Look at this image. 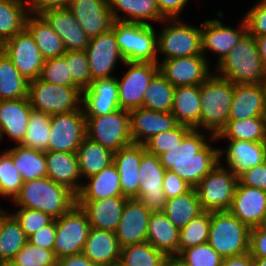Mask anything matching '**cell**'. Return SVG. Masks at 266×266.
I'll list each match as a JSON object with an SVG mask.
<instances>
[{
  "instance_id": "6da1fadb",
  "label": "cell",
  "mask_w": 266,
  "mask_h": 266,
  "mask_svg": "<svg viewBox=\"0 0 266 266\" xmlns=\"http://www.w3.org/2000/svg\"><path fill=\"white\" fill-rule=\"evenodd\" d=\"M205 134L208 132L192 129L178 147L159 156L166 170L177 174L193 188L219 163V147L214 148L209 143L216 137Z\"/></svg>"
},
{
  "instance_id": "7a4b0ae2",
  "label": "cell",
  "mask_w": 266,
  "mask_h": 266,
  "mask_svg": "<svg viewBox=\"0 0 266 266\" xmlns=\"http://www.w3.org/2000/svg\"><path fill=\"white\" fill-rule=\"evenodd\" d=\"M12 202L15 207L39 210L57 219L76 204V195L46 176L23 182Z\"/></svg>"
},
{
  "instance_id": "3957f363",
  "label": "cell",
  "mask_w": 266,
  "mask_h": 266,
  "mask_svg": "<svg viewBox=\"0 0 266 266\" xmlns=\"http://www.w3.org/2000/svg\"><path fill=\"white\" fill-rule=\"evenodd\" d=\"M215 68L216 75L233 84H259L266 78V70L255 37L248 33L219 64L215 65Z\"/></svg>"
},
{
  "instance_id": "277c9868",
  "label": "cell",
  "mask_w": 266,
  "mask_h": 266,
  "mask_svg": "<svg viewBox=\"0 0 266 266\" xmlns=\"http://www.w3.org/2000/svg\"><path fill=\"white\" fill-rule=\"evenodd\" d=\"M233 94L234 84L215 72L200 85L199 130L204 129L214 137L219 134L228 122Z\"/></svg>"
},
{
  "instance_id": "5b68a950",
  "label": "cell",
  "mask_w": 266,
  "mask_h": 266,
  "mask_svg": "<svg viewBox=\"0 0 266 266\" xmlns=\"http://www.w3.org/2000/svg\"><path fill=\"white\" fill-rule=\"evenodd\" d=\"M222 258L249 253L250 228L230 211L211 212L207 242Z\"/></svg>"
},
{
  "instance_id": "8992f818",
  "label": "cell",
  "mask_w": 266,
  "mask_h": 266,
  "mask_svg": "<svg viewBox=\"0 0 266 266\" xmlns=\"http://www.w3.org/2000/svg\"><path fill=\"white\" fill-rule=\"evenodd\" d=\"M154 25L114 21L117 45L128 62L159 63L157 34Z\"/></svg>"
},
{
  "instance_id": "52a82bcc",
  "label": "cell",
  "mask_w": 266,
  "mask_h": 266,
  "mask_svg": "<svg viewBox=\"0 0 266 266\" xmlns=\"http://www.w3.org/2000/svg\"><path fill=\"white\" fill-rule=\"evenodd\" d=\"M28 99L33 110L49 115L69 113L82 107L78 86H60L37 78L29 81Z\"/></svg>"
},
{
  "instance_id": "ba28073f",
  "label": "cell",
  "mask_w": 266,
  "mask_h": 266,
  "mask_svg": "<svg viewBox=\"0 0 266 266\" xmlns=\"http://www.w3.org/2000/svg\"><path fill=\"white\" fill-rule=\"evenodd\" d=\"M222 160L195 187L203 211H229L231 207L238 177Z\"/></svg>"
},
{
  "instance_id": "9c48e42d",
  "label": "cell",
  "mask_w": 266,
  "mask_h": 266,
  "mask_svg": "<svg viewBox=\"0 0 266 266\" xmlns=\"http://www.w3.org/2000/svg\"><path fill=\"white\" fill-rule=\"evenodd\" d=\"M166 26L157 35L158 54L161 60L202 55L201 25H188L180 18L165 19Z\"/></svg>"
},
{
  "instance_id": "30bf717a",
  "label": "cell",
  "mask_w": 266,
  "mask_h": 266,
  "mask_svg": "<svg viewBox=\"0 0 266 266\" xmlns=\"http://www.w3.org/2000/svg\"><path fill=\"white\" fill-rule=\"evenodd\" d=\"M86 117V137L98 142L111 152L132 144L129 111L121 108L100 116Z\"/></svg>"
},
{
  "instance_id": "8fae6325",
  "label": "cell",
  "mask_w": 266,
  "mask_h": 266,
  "mask_svg": "<svg viewBox=\"0 0 266 266\" xmlns=\"http://www.w3.org/2000/svg\"><path fill=\"white\" fill-rule=\"evenodd\" d=\"M56 222V240L53 251L57 259L80 254L83 251L90 230L86 213L75 204Z\"/></svg>"
},
{
  "instance_id": "7c38bea8",
  "label": "cell",
  "mask_w": 266,
  "mask_h": 266,
  "mask_svg": "<svg viewBox=\"0 0 266 266\" xmlns=\"http://www.w3.org/2000/svg\"><path fill=\"white\" fill-rule=\"evenodd\" d=\"M124 75L117 77L119 107L131 111L142 108L145 91L153 77L159 72L158 63L154 62H128Z\"/></svg>"
},
{
  "instance_id": "4fadbf2b",
  "label": "cell",
  "mask_w": 266,
  "mask_h": 266,
  "mask_svg": "<svg viewBox=\"0 0 266 266\" xmlns=\"http://www.w3.org/2000/svg\"><path fill=\"white\" fill-rule=\"evenodd\" d=\"M86 117L81 107L69 113L51 115L47 151L76 153L86 136Z\"/></svg>"
},
{
  "instance_id": "5bb4252c",
  "label": "cell",
  "mask_w": 266,
  "mask_h": 266,
  "mask_svg": "<svg viewBox=\"0 0 266 266\" xmlns=\"http://www.w3.org/2000/svg\"><path fill=\"white\" fill-rule=\"evenodd\" d=\"M166 169L160 157L145 151L139 165V195L137 199L151 213L163 212L166 196L162 188Z\"/></svg>"
},
{
  "instance_id": "9a60e30c",
  "label": "cell",
  "mask_w": 266,
  "mask_h": 266,
  "mask_svg": "<svg viewBox=\"0 0 266 266\" xmlns=\"http://www.w3.org/2000/svg\"><path fill=\"white\" fill-rule=\"evenodd\" d=\"M2 51L28 81L40 77L45 59L36 45L33 35L26 27L6 40L2 44Z\"/></svg>"
},
{
  "instance_id": "2e32d148",
  "label": "cell",
  "mask_w": 266,
  "mask_h": 266,
  "mask_svg": "<svg viewBox=\"0 0 266 266\" xmlns=\"http://www.w3.org/2000/svg\"><path fill=\"white\" fill-rule=\"evenodd\" d=\"M208 56L194 55L160 60L159 72L174 86L201 85L212 74Z\"/></svg>"
},
{
  "instance_id": "e0dca14e",
  "label": "cell",
  "mask_w": 266,
  "mask_h": 266,
  "mask_svg": "<svg viewBox=\"0 0 266 266\" xmlns=\"http://www.w3.org/2000/svg\"><path fill=\"white\" fill-rule=\"evenodd\" d=\"M85 51L89 61L92 81L113 77L114 75L111 73L114 71L118 61L125 63L112 28L97 37L91 38Z\"/></svg>"
},
{
  "instance_id": "ac0fdd59",
  "label": "cell",
  "mask_w": 266,
  "mask_h": 266,
  "mask_svg": "<svg viewBox=\"0 0 266 266\" xmlns=\"http://www.w3.org/2000/svg\"><path fill=\"white\" fill-rule=\"evenodd\" d=\"M239 24V28L234 29L219 19L203 22L201 24L202 55L206 57L207 51L213 52L214 55H218L216 65L219 64L247 33L244 19Z\"/></svg>"
},
{
  "instance_id": "d6986e66",
  "label": "cell",
  "mask_w": 266,
  "mask_h": 266,
  "mask_svg": "<svg viewBox=\"0 0 266 266\" xmlns=\"http://www.w3.org/2000/svg\"><path fill=\"white\" fill-rule=\"evenodd\" d=\"M67 7L90 39L113 26L108 0H70Z\"/></svg>"
},
{
  "instance_id": "ffe728a7",
  "label": "cell",
  "mask_w": 266,
  "mask_h": 266,
  "mask_svg": "<svg viewBox=\"0 0 266 266\" xmlns=\"http://www.w3.org/2000/svg\"><path fill=\"white\" fill-rule=\"evenodd\" d=\"M151 212L138 199H127L115 235L121 248L147 242Z\"/></svg>"
},
{
  "instance_id": "44dd1931",
  "label": "cell",
  "mask_w": 266,
  "mask_h": 266,
  "mask_svg": "<svg viewBox=\"0 0 266 266\" xmlns=\"http://www.w3.org/2000/svg\"><path fill=\"white\" fill-rule=\"evenodd\" d=\"M82 108L85 116H100L119 109L117 77L93 80L82 91Z\"/></svg>"
},
{
  "instance_id": "7402d4cb",
  "label": "cell",
  "mask_w": 266,
  "mask_h": 266,
  "mask_svg": "<svg viewBox=\"0 0 266 266\" xmlns=\"http://www.w3.org/2000/svg\"><path fill=\"white\" fill-rule=\"evenodd\" d=\"M130 114L132 142L144 144L161 132L174 129L178 122L171 112L152 111L144 108L133 109Z\"/></svg>"
},
{
  "instance_id": "603a6c76",
  "label": "cell",
  "mask_w": 266,
  "mask_h": 266,
  "mask_svg": "<svg viewBox=\"0 0 266 266\" xmlns=\"http://www.w3.org/2000/svg\"><path fill=\"white\" fill-rule=\"evenodd\" d=\"M229 211L249 228L258 227L266 213V191L238 181Z\"/></svg>"
},
{
  "instance_id": "cb8c5ba5",
  "label": "cell",
  "mask_w": 266,
  "mask_h": 266,
  "mask_svg": "<svg viewBox=\"0 0 266 266\" xmlns=\"http://www.w3.org/2000/svg\"><path fill=\"white\" fill-rule=\"evenodd\" d=\"M40 16L62 39L66 51L86 50L90 38L68 7L48 10Z\"/></svg>"
},
{
  "instance_id": "d4e9b609",
  "label": "cell",
  "mask_w": 266,
  "mask_h": 266,
  "mask_svg": "<svg viewBox=\"0 0 266 266\" xmlns=\"http://www.w3.org/2000/svg\"><path fill=\"white\" fill-rule=\"evenodd\" d=\"M128 198L114 196L101 200H76L86 213L90 227L115 232Z\"/></svg>"
},
{
  "instance_id": "484cf974",
  "label": "cell",
  "mask_w": 266,
  "mask_h": 266,
  "mask_svg": "<svg viewBox=\"0 0 266 266\" xmlns=\"http://www.w3.org/2000/svg\"><path fill=\"white\" fill-rule=\"evenodd\" d=\"M31 111L28 97L0 100V141L7 136L17 144H21Z\"/></svg>"
},
{
  "instance_id": "4316f807",
  "label": "cell",
  "mask_w": 266,
  "mask_h": 266,
  "mask_svg": "<svg viewBox=\"0 0 266 266\" xmlns=\"http://www.w3.org/2000/svg\"><path fill=\"white\" fill-rule=\"evenodd\" d=\"M146 151L143 144L132 143L113 153V162L116 164L122 195L128 199H137L139 195V165L142 154Z\"/></svg>"
},
{
  "instance_id": "83f0119b",
  "label": "cell",
  "mask_w": 266,
  "mask_h": 266,
  "mask_svg": "<svg viewBox=\"0 0 266 266\" xmlns=\"http://www.w3.org/2000/svg\"><path fill=\"white\" fill-rule=\"evenodd\" d=\"M266 117L263 83L234 84V94L228 120Z\"/></svg>"
},
{
  "instance_id": "f1b7e54d",
  "label": "cell",
  "mask_w": 266,
  "mask_h": 266,
  "mask_svg": "<svg viewBox=\"0 0 266 266\" xmlns=\"http://www.w3.org/2000/svg\"><path fill=\"white\" fill-rule=\"evenodd\" d=\"M229 140L226 149L219 148V158L225 154V164L237 177L244 171L266 161L264 142Z\"/></svg>"
},
{
  "instance_id": "f546056e",
  "label": "cell",
  "mask_w": 266,
  "mask_h": 266,
  "mask_svg": "<svg viewBox=\"0 0 266 266\" xmlns=\"http://www.w3.org/2000/svg\"><path fill=\"white\" fill-rule=\"evenodd\" d=\"M47 177L77 195L83 185L76 153L47 151ZM82 182V184L80 183Z\"/></svg>"
},
{
  "instance_id": "4dcf8cb0",
  "label": "cell",
  "mask_w": 266,
  "mask_h": 266,
  "mask_svg": "<svg viewBox=\"0 0 266 266\" xmlns=\"http://www.w3.org/2000/svg\"><path fill=\"white\" fill-rule=\"evenodd\" d=\"M121 247L115 232L91 227L82 254L98 266L119 263Z\"/></svg>"
},
{
  "instance_id": "1f68e13d",
  "label": "cell",
  "mask_w": 266,
  "mask_h": 266,
  "mask_svg": "<svg viewBox=\"0 0 266 266\" xmlns=\"http://www.w3.org/2000/svg\"><path fill=\"white\" fill-rule=\"evenodd\" d=\"M108 3L114 21L152 25L151 21L163 23L166 19L156 0H108Z\"/></svg>"
},
{
  "instance_id": "d6a6232c",
  "label": "cell",
  "mask_w": 266,
  "mask_h": 266,
  "mask_svg": "<svg viewBox=\"0 0 266 266\" xmlns=\"http://www.w3.org/2000/svg\"><path fill=\"white\" fill-rule=\"evenodd\" d=\"M171 114L178 124L199 130L201 116L200 85L175 87Z\"/></svg>"
},
{
  "instance_id": "836d02e7",
  "label": "cell",
  "mask_w": 266,
  "mask_h": 266,
  "mask_svg": "<svg viewBox=\"0 0 266 266\" xmlns=\"http://www.w3.org/2000/svg\"><path fill=\"white\" fill-rule=\"evenodd\" d=\"M179 238L180 229L163 212L151 213L147 242L169 258L179 254Z\"/></svg>"
},
{
  "instance_id": "e575fe53",
  "label": "cell",
  "mask_w": 266,
  "mask_h": 266,
  "mask_svg": "<svg viewBox=\"0 0 266 266\" xmlns=\"http://www.w3.org/2000/svg\"><path fill=\"white\" fill-rule=\"evenodd\" d=\"M85 180L88 183L82 185L80 192L76 195V200H101L123 196L119 172L114 162Z\"/></svg>"
},
{
  "instance_id": "d590c367",
  "label": "cell",
  "mask_w": 266,
  "mask_h": 266,
  "mask_svg": "<svg viewBox=\"0 0 266 266\" xmlns=\"http://www.w3.org/2000/svg\"><path fill=\"white\" fill-rule=\"evenodd\" d=\"M76 154L83 180L98 174L113 162V152L86 136Z\"/></svg>"
},
{
  "instance_id": "8d00e7d4",
  "label": "cell",
  "mask_w": 266,
  "mask_h": 266,
  "mask_svg": "<svg viewBox=\"0 0 266 266\" xmlns=\"http://www.w3.org/2000/svg\"><path fill=\"white\" fill-rule=\"evenodd\" d=\"M26 28L33 35L36 45L45 60L57 58L66 53L62 39L40 15L29 14Z\"/></svg>"
},
{
  "instance_id": "74e56055",
  "label": "cell",
  "mask_w": 266,
  "mask_h": 266,
  "mask_svg": "<svg viewBox=\"0 0 266 266\" xmlns=\"http://www.w3.org/2000/svg\"><path fill=\"white\" fill-rule=\"evenodd\" d=\"M6 151L11 155L23 182L47 176L45 152L27 148L21 144L10 147Z\"/></svg>"
},
{
  "instance_id": "f35d334b",
  "label": "cell",
  "mask_w": 266,
  "mask_h": 266,
  "mask_svg": "<svg viewBox=\"0 0 266 266\" xmlns=\"http://www.w3.org/2000/svg\"><path fill=\"white\" fill-rule=\"evenodd\" d=\"M202 212L203 209L195 188L182 195L166 200L163 211L172 224L179 229L186 226Z\"/></svg>"
},
{
  "instance_id": "ab89813d",
  "label": "cell",
  "mask_w": 266,
  "mask_h": 266,
  "mask_svg": "<svg viewBox=\"0 0 266 266\" xmlns=\"http://www.w3.org/2000/svg\"><path fill=\"white\" fill-rule=\"evenodd\" d=\"M1 207L0 260L14 259L28 238L16 218Z\"/></svg>"
},
{
  "instance_id": "60d3db41",
  "label": "cell",
  "mask_w": 266,
  "mask_h": 266,
  "mask_svg": "<svg viewBox=\"0 0 266 266\" xmlns=\"http://www.w3.org/2000/svg\"><path fill=\"white\" fill-rule=\"evenodd\" d=\"M27 0H0V42L3 44L26 27Z\"/></svg>"
},
{
  "instance_id": "b9f144b4",
  "label": "cell",
  "mask_w": 266,
  "mask_h": 266,
  "mask_svg": "<svg viewBox=\"0 0 266 266\" xmlns=\"http://www.w3.org/2000/svg\"><path fill=\"white\" fill-rule=\"evenodd\" d=\"M29 81L13 65L8 56L0 52V100L28 97Z\"/></svg>"
},
{
  "instance_id": "7bdbcfd3",
  "label": "cell",
  "mask_w": 266,
  "mask_h": 266,
  "mask_svg": "<svg viewBox=\"0 0 266 266\" xmlns=\"http://www.w3.org/2000/svg\"><path fill=\"white\" fill-rule=\"evenodd\" d=\"M265 137L266 117H254L242 120H228L225 127L216 136V141L222 138L264 142Z\"/></svg>"
},
{
  "instance_id": "ee69618b",
  "label": "cell",
  "mask_w": 266,
  "mask_h": 266,
  "mask_svg": "<svg viewBox=\"0 0 266 266\" xmlns=\"http://www.w3.org/2000/svg\"><path fill=\"white\" fill-rule=\"evenodd\" d=\"M175 87L158 72L145 91L142 108L152 111L171 112Z\"/></svg>"
},
{
  "instance_id": "f6af8a7d",
  "label": "cell",
  "mask_w": 266,
  "mask_h": 266,
  "mask_svg": "<svg viewBox=\"0 0 266 266\" xmlns=\"http://www.w3.org/2000/svg\"><path fill=\"white\" fill-rule=\"evenodd\" d=\"M168 257L149 242L121 248L120 266H162Z\"/></svg>"
},
{
  "instance_id": "bcb514c9",
  "label": "cell",
  "mask_w": 266,
  "mask_h": 266,
  "mask_svg": "<svg viewBox=\"0 0 266 266\" xmlns=\"http://www.w3.org/2000/svg\"><path fill=\"white\" fill-rule=\"evenodd\" d=\"M51 115L33 110L27 124L22 146L47 152L50 134Z\"/></svg>"
},
{
  "instance_id": "7dc6e473",
  "label": "cell",
  "mask_w": 266,
  "mask_h": 266,
  "mask_svg": "<svg viewBox=\"0 0 266 266\" xmlns=\"http://www.w3.org/2000/svg\"><path fill=\"white\" fill-rule=\"evenodd\" d=\"M211 212L203 211L180 228L179 253L189 247L208 242Z\"/></svg>"
},
{
  "instance_id": "c3c4849f",
  "label": "cell",
  "mask_w": 266,
  "mask_h": 266,
  "mask_svg": "<svg viewBox=\"0 0 266 266\" xmlns=\"http://www.w3.org/2000/svg\"><path fill=\"white\" fill-rule=\"evenodd\" d=\"M23 180L16 169L11 155L6 151L0 154V196L12 201L19 194Z\"/></svg>"
},
{
  "instance_id": "681fc988",
  "label": "cell",
  "mask_w": 266,
  "mask_h": 266,
  "mask_svg": "<svg viewBox=\"0 0 266 266\" xmlns=\"http://www.w3.org/2000/svg\"><path fill=\"white\" fill-rule=\"evenodd\" d=\"M192 128L178 124L174 129L154 135L143 145L147 152L160 156L180 145Z\"/></svg>"
},
{
  "instance_id": "f907efd6",
  "label": "cell",
  "mask_w": 266,
  "mask_h": 266,
  "mask_svg": "<svg viewBox=\"0 0 266 266\" xmlns=\"http://www.w3.org/2000/svg\"><path fill=\"white\" fill-rule=\"evenodd\" d=\"M176 257L187 266H221L223 261L208 243L182 250Z\"/></svg>"
},
{
  "instance_id": "816d5d0a",
  "label": "cell",
  "mask_w": 266,
  "mask_h": 266,
  "mask_svg": "<svg viewBox=\"0 0 266 266\" xmlns=\"http://www.w3.org/2000/svg\"><path fill=\"white\" fill-rule=\"evenodd\" d=\"M66 58L73 82L83 91L92 83L89 61L85 50L66 51Z\"/></svg>"
},
{
  "instance_id": "f5cc1de1",
  "label": "cell",
  "mask_w": 266,
  "mask_h": 266,
  "mask_svg": "<svg viewBox=\"0 0 266 266\" xmlns=\"http://www.w3.org/2000/svg\"><path fill=\"white\" fill-rule=\"evenodd\" d=\"M41 80L60 86H77L72 79L64 56L45 60L39 77Z\"/></svg>"
},
{
  "instance_id": "db71d44e",
  "label": "cell",
  "mask_w": 266,
  "mask_h": 266,
  "mask_svg": "<svg viewBox=\"0 0 266 266\" xmlns=\"http://www.w3.org/2000/svg\"><path fill=\"white\" fill-rule=\"evenodd\" d=\"M18 208L16 207V213L14 212L12 215L19 222L27 238L54 220L50 215L42 211L23 207Z\"/></svg>"
},
{
  "instance_id": "11a10c76",
  "label": "cell",
  "mask_w": 266,
  "mask_h": 266,
  "mask_svg": "<svg viewBox=\"0 0 266 266\" xmlns=\"http://www.w3.org/2000/svg\"><path fill=\"white\" fill-rule=\"evenodd\" d=\"M14 260L20 266H48L54 263L57 258L53 250L42 249L27 242Z\"/></svg>"
},
{
  "instance_id": "9f6ffc18",
  "label": "cell",
  "mask_w": 266,
  "mask_h": 266,
  "mask_svg": "<svg viewBox=\"0 0 266 266\" xmlns=\"http://www.w3.org/2000/svg\"><path fill=\"white\" fill-rule=\"evenodd\" d=\"M243 19L248 34L255 38L266 35V3L263 0L254 4Z\"/></svg>"
},
{
  "instance_id": "6f0895ef",
  "label": "cell",
  "mask_w": 266,
  "mask_h": 266,
  "mask_svg": "<svg viewBox=\"0 0 266 266\" xmlns=\"http://www.w3.org/2000/svg\"><path fill=\"white\" fill-rule=\"evenodd\" d=\"M238 181L244 186L266 191V161L241 173Z\"/></svg>"
},
{
  "instance_id": "680465c9",
  "label": "cell",
  "mask_w": 266,
  "mask_h": 266,
  "mask_svg": "<svg viewBox=\"0 0 266 266\" xmlns=\"http://www.w3.org/2000/svg\"><path fill=\"white\" fill-rule=\"evenodd\" d=\"M162 188L168 200L190 191L193 187L181 179L177 174L166 170Z\"/></svg>"
},
{
  "instance_id": "91938a15",
  "label": "cell",
  "mask_w": 266,
  "mask_h": 266,
  "mask_svg": "<svg viewBox=\"0 0 266 266\" xmlns=\"http://www.w3.org/2000/svg\"><path fill=\"white\" fill-rule=\"evenodd\" d=\"M56 240V222L55 219L38 232L28 237V242L42 249L53 250Z\"/></svg>"
},
{
  "instance_id": "94428289",
  "label": "cell",
  "mask_w": 266,
  "mask_h": 266,
  "mask_svg": "<svg viewBox=\"0 0 266 266\" xmlns=\"http://www.w3.org/2000/svg\"><path fill=\"white\" fill-rule=\"evenodd\" d=\"M249 253L252 258H266V230L250 228Z\"/></svg>"
},
{
  "instance_id": "6125c7cd",
  "label": "cell",
  "mask_w": 266,
  "mask_h": 266,
  "mask_svg": "<svg viewBox=\"0 0 266 266\" xmlns=\"http://www.w3.org/2000/svg\"><path fill=\"white\" fill-rule=\"evenodd\" d=\"M70 0H27L29 14L41 15L45 11L66 8Z\"/></svg>"
},
{
  "instance_id": "be15d7a7",
  "label": "cell",
  "mask_w": 266,
  "mask_h": 266,
  "mask_svg": "<svg viewBox=\"0 0 266 266\" xmlns=\"http://www.w3.org/2000/svg\"><path fill=\"white\" fill-rule=\"evenodd\" d=\"M190 0H156L160 13L166 19L180 18L181 12Z\"/></svg>"
},
{
  "instance_id": "e7e4bbea",
  "label": "cell",
  "mask_w": 266,
  "mask_h": 266,
  "mask_svg": "<svg viewBox=\"0 0 266 266\" xmlns=\"http://www.w3.org/2000/svg\"><path fill=\"white\" fill-rule=\"evenodd\" d=\"M63 266H98L89 261L82 253L58 259Z\"/></svg>"
},
{
  "instance_id": "03108f58",
  "label": "cell",
  "mask_w": 266,
  "mask_h": 266,
  "mask_svg": "<svg viewBox=\"0 0 266 266\" xmlns=\"http://www.w3.org/2000/svg\"><path fill=\"white\" fill-rule=\"evenodd\" d=\"M221 266H253V258L250 253L223 258Z\"/></svg>"
},
{
  "instance_id": "003e7915",
  "label": "cell",
  "mask_w": 266,
  "mask_h": 266,
  "mask_svg": "<svg viewBox=\"0 0 266 266\" xmlns=\"http://www.w3.org/2000/svg\"><path fill=\"white\" fill-rule=\"evenodd\" d=\"M255 40L257 43L258 52L260 54L264 68L266 70V35H261L259 37H256Z\"/></svg>"
},
{
  "instance_id": "a7ac6f4b",
  "label": "cell",
  "mask_w": 266,
  "mask_h": 266,
  "mask_svg": "<svg viewBox=\"0 0 266 266\" xmlns=\"http://www.w3.org/2000/svg\"><path fill=\"white\" fill-rule=\"evenodd\" d=\"M253 266H266V258H253Z\"/></svg>"
},
{
  "instance_id": "89a4df30",
  "label": "cell",
  "mask_w": 266,
  "mask_h": 266,
  "mask_svg": "<svg viewBox=\"0 0 266 266\" xmlns=\"http://www.w3.org/2000/svg\"><path fill=\"white\" fill-rule=\"evenodd\" d=\"M0 266H20L14 259L1 260Z\"/></svg>"
},
{
  "instance_id": "2644e50d",
  "label": "cell",
  "mask_w": 266,
  "mask_h": 266,
  "mask_svg": "<svg viewBox=\"0 0 266 266\" xmlns=\"http://www.w3.org/2000/svg\"><path fill=\"white\" fill-rule=\"evenodd\" d=\"M162 266H175V257H169Z\"/></svg>"
},
{
  "instance_id": "8c879c8a",
  "label": "cell",
  "mask_w": 266,
  "mask_h": 266,
  "mask_svg": "<svg viewBox=\"0 0 266 266\" xmlns=\"http://www.w3.org/2000/svg\"><path fill=\"white\" fill-rule=\"evenodd\" d=\"M259 227H260L261 229L266 230V213H265V215H264V217H263V220H262V222L260 223Z\"/></svg>"
},
{
  "instance_id": "753ad0ef",
  "label": "cell",
  "mask_w": 266,
  "mask_h": 266,
  "mask_svg": "<svg viewBox=\"0 0 266 266\" xmlns=\"http://www.w3.org/2000/svg\"><path fill=\"white\" fill-rule=\"evenodd\" d=\"M175 266H187V265L181 262L177 257H175Z\"/></svg>"
},
{
  "instance_id": "34e18365",
  "label": "cell",
  "mask_w": 266,
  "mask_h": 266,
  "mask_svg": "<svg viewBox=\"0 0 266 266\" xmlns=\"http://www.w3.org/2000/svg\"><path fill=\"white\" fill-rule=\"evenodd\" d=\"M48 266H63L62 263L57 259L54 263L48 265Z\"/></svg>"
},
{
  "instance_id": "11e5206c",
  "label": "cell",
  "mask_w": 266,
  "mask_h": 266,
  "mask_svg": "<svg viewBox=\"0 0 266 266\" xmlns=\"http://www.w3.org/2000/svg\"><path fill=\"white\" fill-rule=\"evenodd\" d=\"M263 85H264V88H265V98H266V78H265V80L263 82Z\"/></svg>"
},
{
  "instance_id": "2a66077c",
  "label": "cell",
  "mask_w": 266,
  "mask_h": 266,
  "mask_svg": "<svg viewBox=\"0 0 266 266\" xmlns=\"http://www.w3.org/2000/svg\"><path fill=\"white\" fill-rule=\"evenodd\" d=\"M105 266H120L119 263L112 264V265H105Z\"/></svg>"
},
{
  "instance_id": "b9fcfbb0",
  "label": "cell",
  "mask_w": 266,
  "mask_h": 266,
  "mask_svg": "<svg viewBox=\"0 0 266 266\" xmlns=\"http://www.w3.org/2000/svg\"><path fill=\"white\" fill-rule=\"evenodd\" d=\"M264 145H265V150H266V137L264 139Z\"/></svg>"
},
{
  "instance_id": "09005b40",
  "label": "cell",
  "mask_w": 266,
  "mask_h": 266,
  "mask_svg": "<svg viewBox=\"0 0 266 266\" xmlns=\"http://www.w3.org/2000/svg\"><path fill=\"white\" fill-rule=\"evenodd\" d=\"M0 226H1V207H0Z\"/></svg>"
},
{
  "instance_id": "979ff035",
  "label": "cell",
  "mask_w": 266,
  "mask_h": 266,
  "mask_svg": "<svg viewBox=\"0 0 266 266\" xmlns=\"http://www.w3.org/2000/svg\"><path fill=\"white\" fill-rule=\"evenodd\" d=\"M2 51V43L0 42V52Z\"/></svg>"
}]
</instances>
